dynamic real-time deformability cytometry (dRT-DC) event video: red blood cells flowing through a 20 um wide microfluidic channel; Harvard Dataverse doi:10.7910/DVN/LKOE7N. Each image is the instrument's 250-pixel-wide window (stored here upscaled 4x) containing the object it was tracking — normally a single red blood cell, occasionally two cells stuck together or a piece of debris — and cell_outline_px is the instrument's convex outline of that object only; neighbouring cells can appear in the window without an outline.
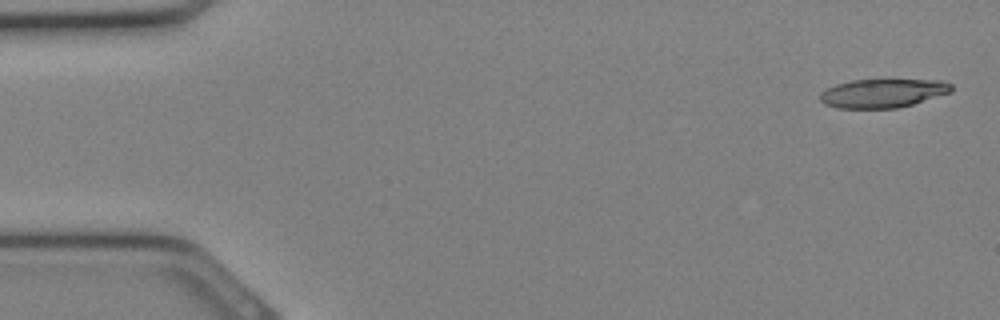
{"species": "Egyptian fruit bat (a non-hibernating species)", "species_latin": "Rousettus aegyptiacus", "temperature_condition": "cold", "stored_images_in_passage": 21, "camera_frame_rate_fps": 3000, "um_per_image_px": 0.085, "animal": {"sex": "female"}, "frame": {"image": 1, "passage_image": 1, "time_ms": 0.0, "image_size_px": [1000, 320], "cell_outline_px": [[952, 92], [900, 108], [836, 108], [824, 104], [820, 100], [820, 92], [836, 84], [852, 80], [944, 80], [952, 84]], "centroid_in_image_um": [75.05, 7.93], "position_along_channel_um": 9.9, "area_um2": 22.08}}
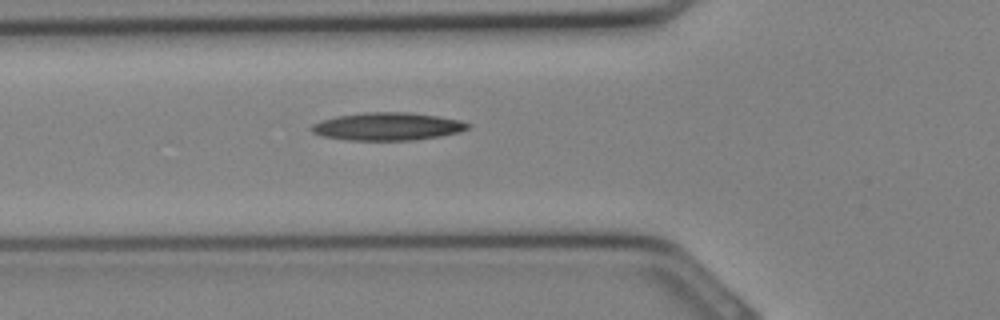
{"frame": {"image": 2, "passage_image": 11, "time_ms": 3.333, "image_size_px": [1000, 320], "cell_outline_px": [[472, 128], [460, 132], [440, 136], [416, 140], [348, 140], [320, 136], [312, 132], [312, 124], [320, 120], [336, 116], [364, 112], [408, 112], [436, 116], [460, 120], [472, 124]], "centroid_in_image_um": [32.96, 10.75], "position_along_channel_um": 92.8, "area_um2": 25.55}}
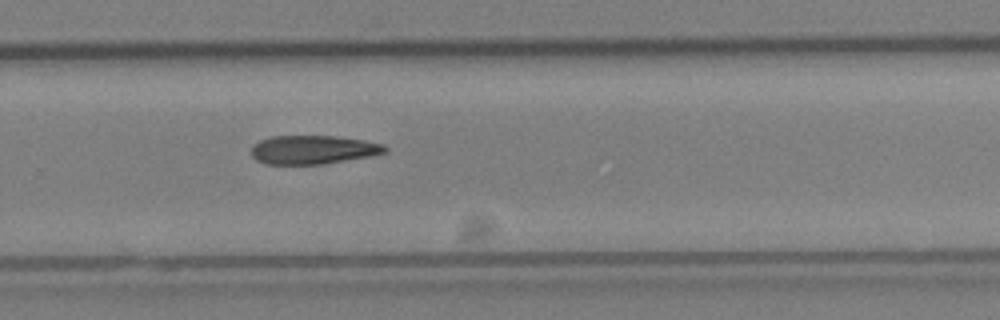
{"frame": {"image": 3, "passage_image": 21, "time_ms": 6.667, "image_size_px": [1000, 320], "cell_outline_px": [[388, 152], [372, 156], [324, 164], [264, 164], [256, 160], [252, 156], [252, 148], [260, 140], [272, 136], [336, 136], [364, 140], [384, 144], [388, 148]], "centroid_in_image_um": [26.66, 12.73], "position_along_channel_um": 303.1, "area_um2": 22.48}}